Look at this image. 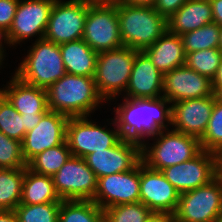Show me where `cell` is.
<instances>
[{"label": "cell", "mask_w": 222, "mask_h": 222, "mask_svg": "<svg viewBox=\"0 0 222 222\" xmlns=\"http://www.w3.org/2000/svg\"><path fill=\"white\" fill-rule=\"evenodd\" d=\"M61 203L19 204L14 212L18 222H57Z\"/></svg>", "instance_id": "cell-33"}, {"label": "cell", "mask_w": 222, "mask_h": 222, "mask_svg": "<svg viewBox=\"0 0 222 222\" xmlns=\"http://www.w3.org/2000/svg\"><path fill=\"white\" fill-rule=\"evenodd\" d=\"M82 39L97 53L123 46L116 2L88 0Z\"/></svg>", "instance_id": "cell-8"}, {"label": "cell", "mask_w": 222, "mask_h": 222, "mask_svg": "<svg viewBox=\"0 0 222 222\" xmlns=\"http://www.w3.org/2000/svg\"><path fill=\"white\" fill-rule=\"evenodd\" d=\"M216 101L222 103V86L218 88L214 93Z\"/></svg>", "instance_id": "cell-46"}, {"label": "cell", "mask_w": 222, "mask_h": 222, "mask_svg": "<svg viewBox=\"0 0 222 222\" xmlns=\"http://www.w3.org/2000/svg\"><path fill=\"white\" fill-rule=\"evenodd\" d=\"M220 30L221 27L213 22L180 35L185 54L203 49L218 48Z\"/></svg>", "instance_id": "cell-29"}, {"label": "cell", "mask_w": 222, "mask_h": 222, "mask_svg": "<svg viewBox=\"0 0 222 222\" xmlns=\"http://www.w3.org/2000/svg\"><path fill=\"white\" fill-rule=\"evenodd\" d=\"M181 194L203 186L218 174L216 153L202 150L192 159L161 170Z\"/></svg>", "instance_id": "cell-13"}, {"label": "cell", "mask_w": 222, "mask_h": 222, "mask_svg": "<svg viewBox=\"0 0 222 222\" xmlns=\"http://www.w3.org/2000/svg\"><path fill=\"white\" fill-rule=\"evenodd\" d=\"M88 167L98 178L129 171L141 161V144L122 138L115 146L95 151L85 158Z\"/></svg>", "instance_id": "cell-16"}, {"label": "cell", "mask_w": 222, "mask_h": 222, "mask_svg": "<svg viewBox=\"0 0 222 222\" xmlns=\"http://www.w3.org/2000/svg\"><path fill=\"white\" fill-rule=\"evenodd\" d=\"M89 1H105V2H114L115 0H89Z\"/></svg>", "instance_id": "cell-51"}, {"label": "cell", "mask_w": 222, "mask_h": 222, "mask_svg": "<svg viewBox=\"0 0 222 222\" xmlns=\"http://www.w3.org/2000/svg\"><path fill=\"white\" fill-rule=\"evenodd\" d=\"M218 48L222 51V27H221V30H220L219 47Z\"/></svg>", "instance_id": "cell-47"}, {"label": "cell", "mask_w": 222, "mask_h": 222, "mask_svg": "<svg viewBox=\"0 0 222 222\" xmlns=\"http://www.w3.org/2000/svg\"><path fill=\"white\" fill-rule=\"evenodd\" d=\"M46 92L48 109L68 117L91 118L100 104L106 103L97 92L94 77L66 73L49 86Z\"/></svg>", "instance_id": "cell-2"}, {"label": "cell", "mask_w": 222, "mask_h": 222, "mask_svg": "<svg viewBox=\"0 0 222 222\" xmlns=\"http://www.w3.org/2000/svg\"><path fill=\"white\" fill-rule=\"evenodd\" d=\"M19 0H0V30L6 34L13 23Z\"/></svg>", "instance_id": "cell-36"}, {"label": "cell", "mask_w": 222, "mask_h": 222, "mask_svg": "<svg viewBox=\"0 0 222 222\" xmlns=\"http://www.w3.org/2000/svg\"><path fill=\"white\" fill-rule=\"evenodd\" d=\"M202 150L217 153L222 148V103L215 100L208 127L200 139Z\"/></svg>", "instance_id": "cell-34"}, {"label": "cell", "mask_w": 222, "mask_h": 222, "mask_svg": "<svg viewBox=\"0 0 222 222\" xmlns=\"http://www.w3.org/2000/svg\"><path fill=\"white\" fill-rule=\"evenodd\" d=\"M0 222H18L14 210H0Z\"/></svg>", "instance_id": "cell-41"}, {"label": "cell", "mask_w": 222, "mask_h": 222, "mask_svg": "<svg viewBox=\"0 0 222 222\" xmlns=\"http://www.w3.org/2000/svg\"><path fill=\"white\" fill-rule=\"evenodd\" d=\"M188 0H156L153 8L168 19Z\"/></svg>", "instance_id": "cell-37"}, {"label": "cell", "mask_w": 222, "mask_h": 222, "mask_svg": "<svg viewBox=\"0 0 222 222\" xmlns=\"http://www.w3.org/2000/svg\"><path fill=\"white\" fill-rule=\"evenodd\" d=\"M60 50L66 73L94 77L98 53L83 39L60 44Z\"/></svg>", "instance_id": "cell-24"}, {"label": "cell", "mask_w": 222, "mask_h": 222, "mask_svg": "<svg viewBox=\"0 0 222 222\" xmlns=\"http://www.w3.org/2000/svg\"><path fill=\"white\" fill-rule=\"evenodd\" d=\"M180 193L161 171L150 169L140 162V202L155 215L173 216Z\"/></svg>", "instance_id": "cell-14"}, {"label": "cell", "mask_w": 222, "mask_h": 222, "mask_svg": "<svg viewBox=\"0 0 222 222\" xmlns=\"http://www.w3.org/2000/svg\"><path fill=\"white\" fill-rule=\"evenodd\" d=\"M211 95L212 81L186 65L164 74L163 97L170 103Z\"/></svg>", "instance_id": "cell-19"}, {"label": "cell", "mask_w": 222, "mask_h": 222, "mask_svg": "<svg viewBox=\"0 0 222 222\" xmlns=\"http://www.w3.org/2000/svg\"><path fill=\"white\" fill-rule=\"evenodd\" d=\"M213 22L222 27V0H210Z\"/></svg>", "instance_id": "cell-39"}, {"label": "cell", "mask_w": 222, "mask_h": 222, "mask_svg": "<svg viewBox=\"0 0 222 222\" xmlns=\"http://www.w3.org/2000/svg\"><path fill=\"white\" fill-rule=\"evenodd\" d=\"M218 172L222 174V148L216 153Z\"/></svg>", "instance_id": "cell-43"}, {"label": "cell", "mask_w": 222, "mask_h": 222, "mask_svg": "<svg viewBox=\"0 0 222 222\" xmlns=\"http://www.w3.org/2000/svg\"><path fill=\"white\" fill-rule=\"evenodd\" d=\"M0 132L22 143L26 134L23 117L0 93Z\"/></svg>", "instance_id": "cell-32"}, {"label": "cell", "mask_w": 222, "mask_h": 222, "mask_svg": "<svg viewBox=\"0 0 222 222\" xmlns=\"http://www.w3.org/2000/svg\"><path fill=\"white\" fill-rule=\"evenodd\" d=\"M222 86V60L219 64L216 76L212 79L213 93Z\"/></svg>", "instance_id": "cell-42"}, {"label": "cell", "mask_w": 222, "mask_h": 222, "mask_svg": "<svg viewBox=\"0 0 222 222\" xmlns=\"http://www.w3.org/2000/svg\"><path fill=\"white\" fill-rule=\"evenodd\" d=\"M215 95L186 99L171 104V127L201 139L207 130L215 103Z\"/></svg>", "instance_id": "cell-17"}, {"label": "cell", "mask_w": 222, "mask_h": 222, "mask_svg": "<svg viewBox=\"0 0 222 222\" xmlns=\"http://www.w3.org/2000/svg\"><path fill=\"white\" fill-rule=\"evenodd\" d=\"M4 45H6L5 43H3V42H0V68H1V65H3L2 63H4L3 62V60L5 59V48L6 47H4Z\"/></svg>", "instance_id": "cell-45"}, {"label": "cell", "mask_w": 222, "mask_h": 222, "mask_svg": "<svg viewBox=\"0 0 222 222\" xmlns=\"http://www.w3.org/2000/svg\"><path fill=\"white\" fill-rule=\"evenodd\" d=\"M6 84L0 88L1 93L20 114H46L49 111L46 89L29 85L15 75Z\"/></svg>", "instance_id": "cell-21"}, {"label": "cell", "mask_w": 222, "mask_h": 222, "mask_svg": "<svg viewBox=\"0 0 222 222\" xmlns=\"http://www.w3.org/2000/svg\"><path fill=\"white\" fill-rule=\"evenodd\" d=\"M92 201L101 209L140 202V163L129 171L98 178Z\"/></svg>", "instance_id": "cell-15"}, {"label": "cell", "mask_w": 222, "mask_h": 222, "mask_svg": "<svg viewBox=\"0 0 222 222\" xmlns=\"http://www.w3.org/2000/svg\"><path fill=\"white\" fill-rule=\"evenodd\" d=\"M22 143L0 132V168H26Z\"/></svg>", "instance_id": "cell-35"}, {"label": "cell", "mask_w": 222, "mask_h": 222, "mask_svg": "<svg viewBox=\"0 0 222 222\" xmlns=\"http://www.w3.org/2000/svg\"><path fill=\"white\" fill-rule=\"evenodd\" d=\"M25 168H0V210H14L21 203Z\"/></svg>", "instance_id": "cell-26"}, {"label": "cell", "mask_w": 222, "mask_h": 222, "mask_svg": "<svg viewBox=\"0 0 222 222\" xmlns=\"http://www.w3.org/2000/svg\"><path fill=\"white\" fill-rule=\"evenodd\" d=\"M149 222H167V216L155 215Z\"/></svg>", "instance_id": "cell-44"}, {"label": "cell", "mask_w": 222, "mask_h": 222, "mask_svg": "<svg viewBox=\"0 0 222 222\" xmlns=\"http://www.w3.org/2000/svg\"><path fill=\"white\" fill-rule=\"evenodd\" d=\"M150 138L148 141L154 139L152 144L146 140L141 145V158L147 167L157 171L188 161L202 151L200 139L172 128Z\"/></svg>", "instance_id": "cell-4"}, {"label": "cell", "mask_w": 222, "mask_h": 222, "mask_svg": "<svg viewBox=\"0 0 222 222\" xmlns=\"http://www.w3.org/2000/svg\"><path fill=\"white\" fill-rule=\"evenodd\" d=\"M144 52L152 60L153 65L163 74L185 65L186 54L182 39L179 35L168 30Z\"/></svg>", "instance_id": "cell-23"}, {"label": "cell", "mask_w": 222, "mask_h": 222, "mask_svg": "<svg viewBox=\"0 0 222 222\" xmlns=\"http://www.w3.org/2000/svg\"><path fill=\"white\" fill-rule=\"evenodd\" d=\"M71 156L65 140L62 144L46 149L33 157L27 163V168L37 174L53 177Z\"/></svg>", "instance_id": "cell-28"}, {"label": "cell", "mask_w": 222, "mask_h": 222, "mask_svg": "<svg viewBox=\"0 0 222 222\" xmlns=\"http://www.w3.org/2000/svg\"><path fill=\"white\" fill-rule=\"evenodd\" d=\"M114 2L123 3V4L153 7L156 3V0H115Z\"/></svg>", "instance_id": "cell-40"}, {"label": "cell", "mask_w": 222, "mask_h": 222, "mask_svg": "<svg viewBox=\"0 0 222 222\" xmlns=\"http://www.w3.org/2000/svg\"><path fill=\"white\" fill-rule=\"evenodd\" d=\"M44 115L45 114H33V115L21 114V116L23 117L25 131L28 132L32 130L35 126H37L39 121Z\"/></svg>", "instance_id": "cell-38"}, {"label": "cell", "mask_w": 222, "mask_h": 222, "mask_svg": "<svg viewBox=\"0 0 222 222\" xmlns=\"http://www.w3.org/2000/svg\"><path fill=\"white\" fill-rule=\"evenodd\" d=\"M221 60L222 51L219 48L203 49L186 54L185 65L212 81Z\"/></svg>", "instance_id": "cell-31"}, {"label": "cell", "mask_w": 222, "mask_h": 222, "mask_svg": "<svg viewBox=\"0 0 222 222\" xmlns=\"http://www.w3.org/2000/svg\"><path fill=\"white\" fill-rule=\"evenodd\" d=\"M213 222H222V214L217 217Z\"/></svg>", "instance_id": "cell-50"}, {"label": "cell", "mask_w": 222, "mask_h": 222, "mask_svg": "<svg viewBox=\"0 0 222 222\" xmlns=\"http://www.w3.org/2000/svg\"><path fill=\"white\" fill-rule=\"evenodd\" d=\"M55 0H19L13 23L5 34L6 46H16L31 37L43 39Z\"/></svg>", "instance_id": "cell-11"}, {"label": "cell", "mask_w": 222, "mask_h": 222, "mask_svg": "<svg viewBox=\"0 0 222 222\" xmlns=\"http://www.w3.org/2000/svg\"><path fill=\"white\" fill-rule=\"evenodd\" d=\"M112 120V121H111ZM114 128L99 126L88 116L69 117L66 125V143L72 156L85 158L95 151L115 146L122 136L114 118L110 119Z\"/></svg>", "instance_id": "cell-7"}, {"label": "cell", "mask_w": 222, "mask_h": 222, "mask_svg": "<svg viewBox=\"0 0 222 222\" xmlns=\"http://www.w3.org/2000/svg\"><path fill=\"white\" fill-rule=\"evenodd\" d=\"M68 119L67 115L49 110L37 126L26 132L22 141V153L26 163L46 149L65 141Z\"/></svg>", "instance_id": "cell-18"}, {"label": "cell", "mask_w": 222, "mask_h": 222, "mask_svg": "<svg viewBox=\"0 0 222 222\" xmlns=\"http://www.w3.org/2000/svg\"><path fill=\"white\" fill-rule=\"evenodd\" d=\"M57 222H104V211L92 200H62Z\"/></svg>", "instance_id": "cell-27"}, {"label": "cell", "mask_w": 222, "mask_h": 222, "mask_svg": "<svg viewBox=\"0 0 222 222\" xmlns=\"http://www.w3.org/2000/svg\"><path fill=\"white\" fill-rule=\"evenodd\" d=\"M137 52L121 46L98 53L94 81L97 92L107 103L126 91Z\"/></svg>", "instance_id": "cell-6"}, {"label": "cell", "mask_w": 222, "mask_h": 222, "mask_svg": "<svg viewBox=\"0 0 222 222\" xmlns=\"http://www.w3.org/2000/svg\"><path fill=\"white\" fill-rule=\"evenodd\" d=\"M13 75L33 86L47 89L66 74L60 45L46 39L35 40Z\"/></svg>", "instance_id": "cell-5"}, {"label": "cell", "mask_w": 222, "mask_h": 222, "mask_svg": "<svg viewBox=\"0 0 222 222\" xmlns=\"http://www.w3.org/2000/svg\"><path fill=\"white\" fill-rule=\"evenodd\" d=\"M167 222H178L173 217L167 216Z\"/></svg>", "instance_id": "cell-49"}, {"label": "cell", "mask_w": 222, "mask_h": 222, "mask_svg": "<svg viewBox=\"0 0 222 222\" xmlns=\"http://www.w3.org/2000/svg\"><path fill=\"white\" fill-rule=\"evenodd\" d=\"M61 200H93L97 177L84 158L71 156L52 177Z\"/></svg>", "instance_id": "cell-12"}, {"label": "cell", "mask_w": 222, "mask_h": 222, "mask_svg": "<svg viewBox=\"0 0 222 222\" xmlns=\"http://www.w3.org/2000/svg\"><path fill=\"white\" fill-rule=\"evenodd\" d=\"M222 214V174L209 183L180 194L172 216L178 222H213Z\"/></svg>", "instance_id": "cell-9"}, {"label": "cell", "mask_w": 222, "mask_h": 222, "mask_svg": "<svg viewBox=\"0 0 222 222\" xmlns=\"http://www.w3.org/2000/svg\"><path fill=\"white\" fill-rule=\"evenodd\" d=\"M123 46L138 51L150 47L167 31V19L150 6L117 3Z\"/></svg>", "instance_id": "cell-3"}, {"label": "cell", "mask_w": 222, "mask_h": 222, "mask_svg": "<svg viewBox=\"0 0 222 222\" xmlns=\"http://www.w3.org/2000/svg\"><path fill=\"white\" fill-rule=\"evenodd\" d=\"M104 222H149L155 214L143 203L120 204L103 209Z\"/></svg>", "instance_id": "cell-30"}, {"label": "cell", "mask_w": 222, "mask_h": 222, "mask_svg": "<svg viewBox=\"0 0 222 222\" xmlns=\"http://www.w3.org/2000/svg\"><path fill=\"white\" fill-rule=\"evenodd\" d=\"M0 42L6 43V41H5V34L1 30H0Z\"/></svg>", "instance_id": "cell-48"}, {"label": "cell", "mask_w": 222, "mask_h": 222, "mask_svg": "<svg viewBox=\"0 0 222 222\" xmlns=\"http://www.w3.org/2000/svg\"><path fill=\"white\" fill-rule=\"evenodd\" d=\"M213 23L210 0H188L167 19V30L182 35Z\"/></svg>", "instance_id": "cell-22"}, {"label": "cell", "mask_w": 222, "mask_h": 222, "mask_svg": "<svg viewBox=\"0 0 222 222\" xmlns=\"http://www.w3.org/2000/svg\"><path fill=\"white\" fill-rule=\"evenodd\" d=\"M50 176L37 174L27 167L22 185L21 203L26 205L61 203Z\"/></svg>", "instance_id": "cell-25"}, {"label": "cell", "mask_w": 222, "mask_h": 222, "mask_svg": "<svg viewBox=\"0 0 222 222\" xmlns=\"http://www.w3.org/2000/svg\"><path fill=\"white\" fill-rule=\"evenodd\" d=\"M163 79L164 74L153 65L149 56L144 51H138L126 94L122 96L133 99L160 98L163 96Z\"/></svg>", "instance_id": "cell-20"}, {"label": "cell", "mask_w": 222, "mask_h": 222, "mask_svg": "<svg viewBox=\"0 0 222 222\" xmlns=\"http://www.w3.org/2000/svg\"><path fill=\"white\" fill-rule=\"evenodd\" d=\"M88 0H55L44 39L58 45L82 39Z\"/></svg>", "instance_id": "cell-10"}, {"label": "cell", "mask_w": 222, "mask_h": 222, "mask_svg": "<svg viewBox=\"0 0 222 222\" xmlns=\"http://www.w3.org/2000/svg\"><path fill=\"white\" fill-rule=\"evenodd\" d=\"M122 98L124 102L113 108L122 138L142 145L144 138L150 139L171 127V103L163 96L157 99Z\"/></svg>", "instance_id": "cell-1"}]
</instances>
